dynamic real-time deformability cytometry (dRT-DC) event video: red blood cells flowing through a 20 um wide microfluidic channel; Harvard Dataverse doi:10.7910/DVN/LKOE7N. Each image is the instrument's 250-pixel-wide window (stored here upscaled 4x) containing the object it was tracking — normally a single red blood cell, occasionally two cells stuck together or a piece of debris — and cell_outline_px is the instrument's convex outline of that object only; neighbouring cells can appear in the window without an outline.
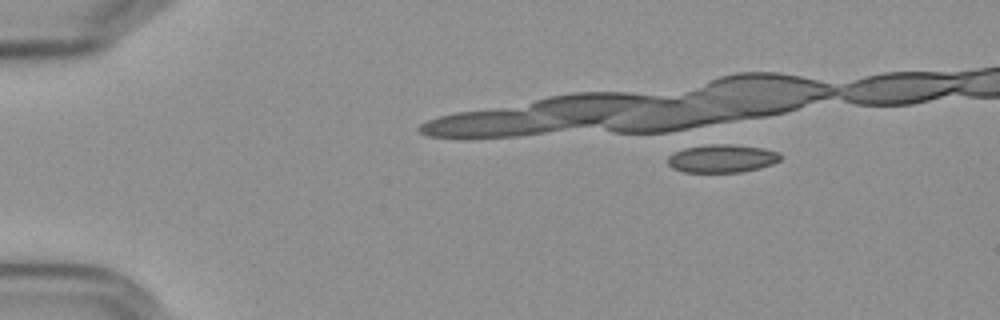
{"species": "Egyptian fruit bat (a non-hibernating species)", "species_latin": "Rousettus aegyptiacus", "temperature_condition": "cold", "stored_images_in_passage": 2, "camera_frame_rate_fps": 3000, "um_per_image_px": 0.085, "frame": {"image": 1, "passage_image": 1, "time_ms": 0.0, "image_size_px": [1000, 320], "cell_outline_px": [[780, 160], [772, 164], [760, 168], [740, 172], [684, 172], [672, 168], [668, 164], [668, 156], [684, 148], [708, 144], [728, 144], [764, 148], [780, 152]], "centroid_in_image_um": [61.38, 13.47], "position_along_channel_um": 23.6, "area_um2": 18.44}}